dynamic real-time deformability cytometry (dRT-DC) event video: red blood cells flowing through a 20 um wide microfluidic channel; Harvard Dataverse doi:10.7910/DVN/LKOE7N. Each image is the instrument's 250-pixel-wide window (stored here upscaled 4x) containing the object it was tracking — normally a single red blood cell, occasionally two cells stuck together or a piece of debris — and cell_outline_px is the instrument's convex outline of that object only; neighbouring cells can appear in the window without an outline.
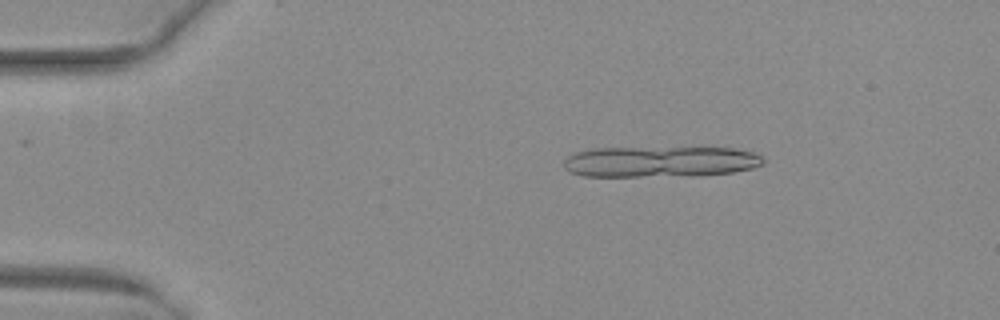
{"species": "common noctule bat (a hibernating species)", "species_latin": "Nyctalus noctula", "temperature_condition": "warm", "stored_images_in_passage": 7, "camera_frame_rate_fps": 3000, "um_per_image_px": 0.085, "animal": {"sex": "female", "body_mass_g": 29.2, "forearm_length_mm": 56.3}, "frame": {"image": 1, "passage_image": 1, "time_ms": 0.0, "image_size_px": [1000, 320], "cell_outline_px": [[764, 164], [752, 168], [732, 172], [640, 176], [584, 176], [568, 172], [564, 168], [564, 160], [568, 156], [576, 152], [592, 148], [736, 148], [752, 152], [760, 156], [764, 160]], "centroid_in_image_um": [56.05, 13.72], "position_along_channel_um": 29.0, "area_um2": 35.26}}